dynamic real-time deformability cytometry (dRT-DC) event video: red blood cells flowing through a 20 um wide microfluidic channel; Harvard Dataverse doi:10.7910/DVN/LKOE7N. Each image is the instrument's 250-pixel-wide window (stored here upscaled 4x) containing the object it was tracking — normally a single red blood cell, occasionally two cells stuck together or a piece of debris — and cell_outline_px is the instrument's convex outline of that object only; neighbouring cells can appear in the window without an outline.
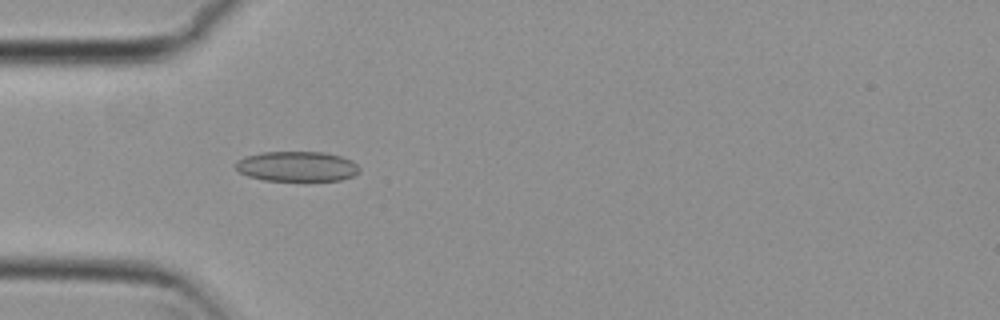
{"species": "common noctule bat (a hibernating species)", "species_latin": "Nyctalus noctula", "temperature_condition": "cold", "stored_images_in_passage": 32, "camera_frame_rate_fps": 3000, "um_per_image_px": 0.085, "animal": {"sex": "female", "body_mass_g": 29.2, "forearm_length_mm": 56.3}, "frame": {"image": 1, "passage_image": 1, "time_ms": 0.0, "image_size_px": [1000, 320], "cell_outline_px": [[360, 172], [352, 176], [340, 180], [264, 180], [248, 176], [240, 172], [236, 168], [236, 160], [244, 156], [260, 152], [324, 152], [340, 156], [352, 160], [360, 168]], "centroid_in_image_um": [25.23, 14.13], "position_along_channel_um": 59.8, "area_um2": 21.68}}
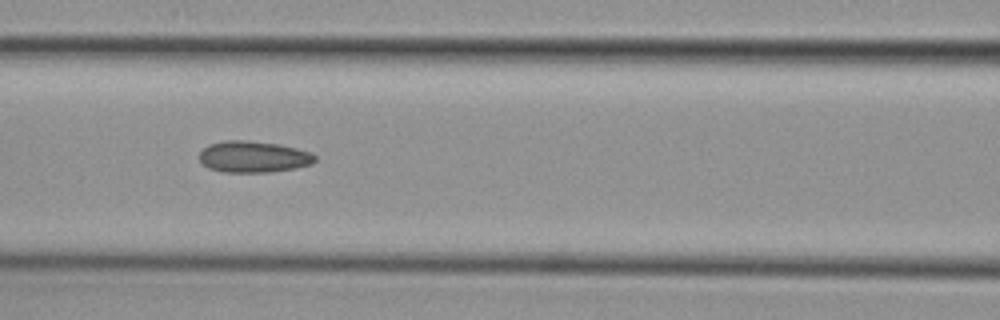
{"frame": {"image": 2, "passage_image": 8, "time_ms": 2.333, "image_size_px": [1000, 320], "cell_outline_px": [[316, 160], [312, 164], [296, 168], [268, 172], [224, 172], [208, 168], [200, 160], [200, 152], [208, 144], [224, 140], [244, 140], [276, 144], [296, 148], [308, 152], [316, 156]], "centroid_in_image_um": [21.53, 13.33], "position_along_channel_um": 145.1, "area_um2": 21.04}}
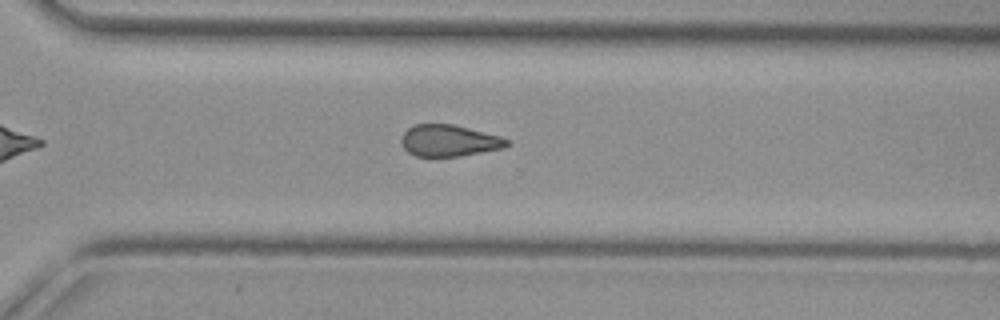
{"frame": {"image": 3, "passage_image": 23, "time_ms": 7.333, "image_size_px": [1000, 320], "cell_outline_px": [[512, 144], [504, 148], [460, 156], [416, 156], [408, 152], [404, 148], [400, 140], [400, 136], [412, 124], [452, 124], [500, 136], [508, 140]], "centroid_in_image_um": [38.16, 11.95], "position_along_channel_um": 332.4, "area_um2": 19.48}, "authors_computed_cell_mechanics": {"area_um2": 20.3745, "velocity_mm_per_s": 3.756, "shape_relaxation_time_tau1_ms": null, "shape_relaxation_time_tau2_ms": 3.0986, "deformation_change_tau1": null, "deformation_change_tau2": 0.0954}}